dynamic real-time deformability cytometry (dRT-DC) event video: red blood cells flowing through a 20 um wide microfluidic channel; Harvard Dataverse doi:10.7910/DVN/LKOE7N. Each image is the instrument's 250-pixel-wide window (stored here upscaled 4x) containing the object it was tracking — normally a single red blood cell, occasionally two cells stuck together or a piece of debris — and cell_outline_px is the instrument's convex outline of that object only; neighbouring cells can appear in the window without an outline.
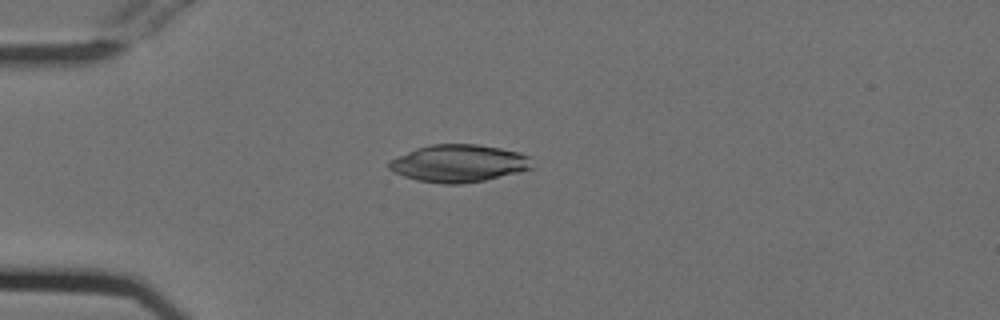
{"species": "Egyptian fruit bat (a non-hibernating species)", "species_latin": "Rousettus aegyptiacus", "temperature_condition": "cold", "stored_images_in_passage": 45, "camera_frame_rate_fps": 3000, "um_per_image_px": 0.085, "animal": {"sex": "female"}, "frame": {"image": 1, "passage_image": 6, "time_ms": 1.667, "image_size_px": [1000, 320], "cell_outline_px": [[532, 168], [484, 180], [464, 184], [444, 184], [416, 180], [392, 172], [388, 168], [388, 160], [416, 148], [432, 144], [476, 144], [500, 148], [520, 152], [532, 156]], "centroid_in_image_um": [38.97, 13.88], "position_along_channel_um": 46.0, "area_um2": 31.33}}
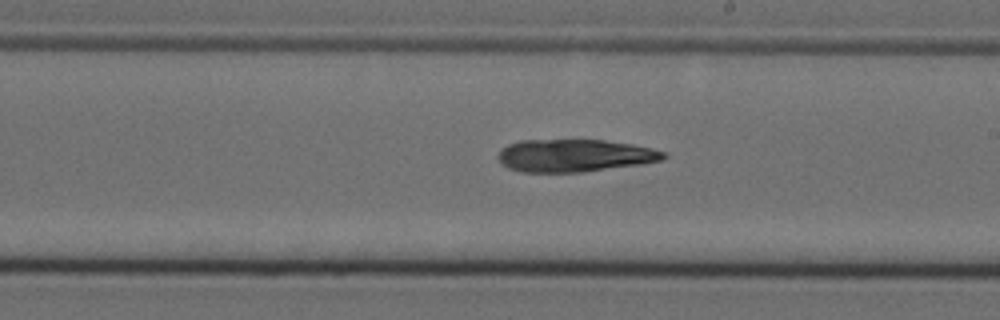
{"frame": {"image": 2, "passage_image": 23, "time_ms": 7.333, "image_size_px": [1000, 320], "cell_outline_px": [[668, 156], [664, 160], [640, 164], [580, 172], [520, 172], [508, 168], [500, 164], [496, 156], [508, 144], [520, 140], [604, 140], [632, 144], [652, 148], [664, 152]], "centroid_in_image_um": [48.82, 13.22], "position_along_channel_um": 240.2, "area_um2": 31.44}}
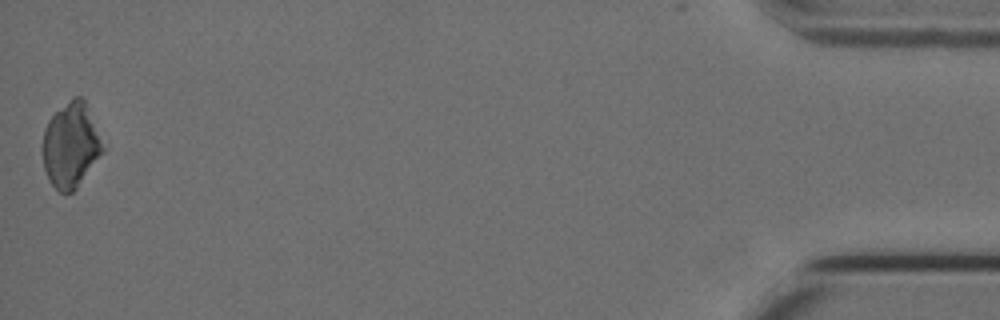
{"frame": {"image": 3, "passage_image": 45, "time_ms": 14.667, "image_size_px": [1000, 320], "cell_outline_px": [[108, 148], [76, 188], [72, 192], [60, 192], [48, 180], [44, 168], [40, 148], [44, 128], [48, 120], [72, 96], [80, 96], [84, 100], [108, 144]], "centroid_in_image_um": [6.06, 12.32], "position_along_channel_um": 429.1, "area_um2": 30.87}}